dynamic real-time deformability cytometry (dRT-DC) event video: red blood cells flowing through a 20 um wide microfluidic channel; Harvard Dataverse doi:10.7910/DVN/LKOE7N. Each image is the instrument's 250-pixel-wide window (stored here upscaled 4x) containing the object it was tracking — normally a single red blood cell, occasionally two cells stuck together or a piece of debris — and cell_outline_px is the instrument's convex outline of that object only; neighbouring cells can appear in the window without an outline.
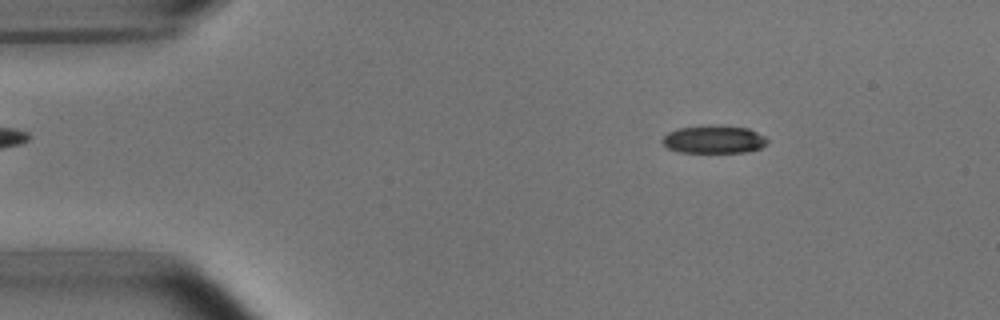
{"species": "common noctule bat (a hibernating species)", "species_latin": "Nyctalus noctula", "temperature_condition": "room temperature", "stored_images_in_passage": 45, "camera_frame_rate_fps": 3000, "um_per_image_px": 0.085, "animal": {"sex": "male", "body_mass_g": 15.6}, "frame": {"image": 1, "passage_image": 7, "time_ms": 2.0, "image_size_px": [1000, 320], "cell_outline_px": [[768, 140], [760, 148], [744, 152], [680, 152], [668, 148], [660, 140], [668, 132], [680, 128], [748, 128], [764, 136]], "centroid_in_image_um": [60.65, 11.9], "position_along_channel_um": 24.3, "area_um2": 16.01}}
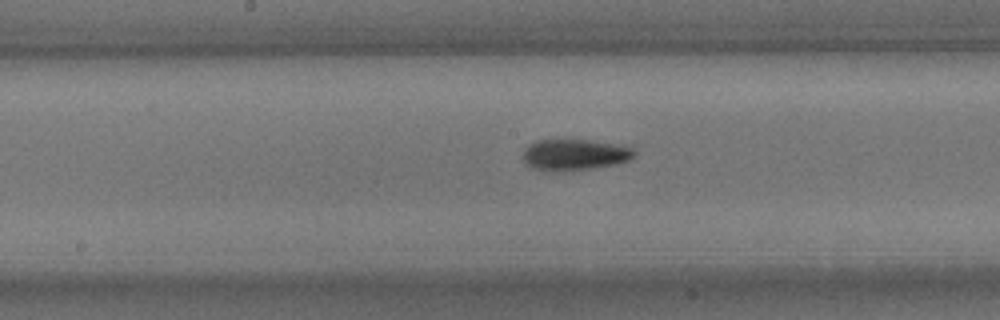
{"frame": {"image": 2, "passage_image": 26, "time_ms": 8.333, "image_size_px": [1000, 320], "cell_outline_px": [[636, 152], [628, 160], [616, 164], [592, 168], [532, 168], [524, 160], [524, 148], [528, 144], [536, 140], [564, 136], [616, 144], [632, 148]], "centroid_in_image_um": [48.83, 13.04], "position_along_channel_um": 199.4, "area_um2": 20.0}}
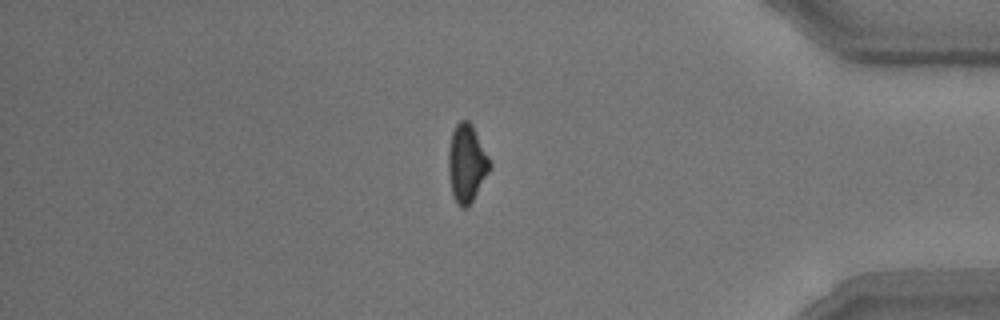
{"frame": {"image": 3, "passage_image": 44, "time_ms": 14.333, "image_size_px": [1000, 320], "cell_outline_px": [[492, 168], [472, 200], [464, 208], [460, 208], [456, 204], [452, 192], [448, 172], [448, 148], [452, 132], [456, 124], [460, 120], [468, 120], [472, 124], [492, 164]], "centroid_in_image_um": [39.66, 13.87], "position_along_channel_um": 395.5, "area_um2": 18.79}}